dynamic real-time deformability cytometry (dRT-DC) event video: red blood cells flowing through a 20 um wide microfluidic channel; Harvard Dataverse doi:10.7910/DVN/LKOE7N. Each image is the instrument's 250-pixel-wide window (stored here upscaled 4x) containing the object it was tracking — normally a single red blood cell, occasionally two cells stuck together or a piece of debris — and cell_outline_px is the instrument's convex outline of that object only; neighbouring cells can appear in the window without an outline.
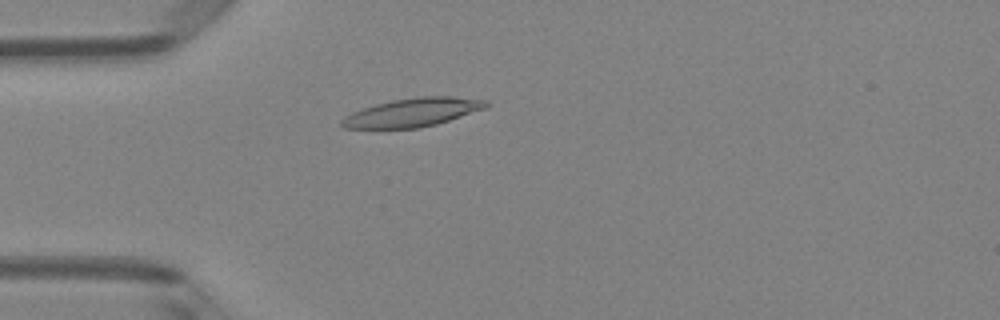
{"species": "Egyptian fruit bat (a non-hibernating species)", "species_latin": "Rousettus aegyptiacus", "temperature_condition": "room temperature", "stored_images_in_passage": 37, "camera_frame_rate_fps": 3000, "um_per_image_px": 0.085, "animal": {"sex": "female"}, "frame": {"image": 1, "passage_image": 1, "time_ms": 0.0, "image_size_px": [1000, 320], "cell_outline_px": [[488, 108], [436, 124], [420, 128], [344, 128], [340, 124], [340, 120], [344, 116], [352, 112], [376, 104], [392, 100], [420, 96], [452, 96], [488, 100]], "centroid_in_image_um": [35.1, 9.55], "position_along_channel_um": 49.9, "area_um2": 24.04}}
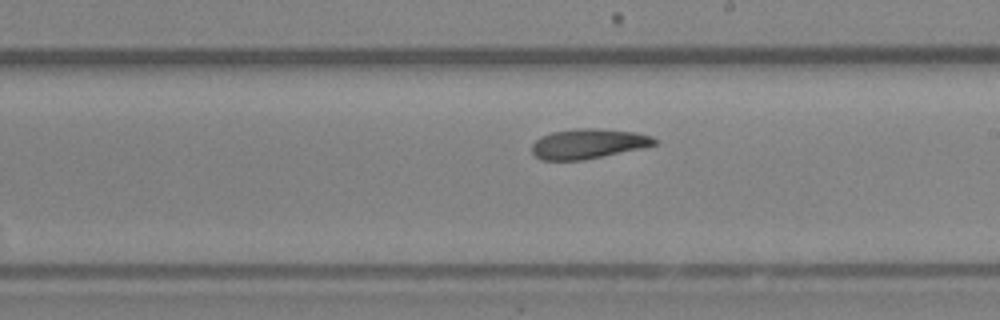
{"frame": {"image": 2, "passage_image": 16, "time_ms": 5.0, "image_size_px": [1000, 320], "cell_outline_px": [[656, 144], [644, 148], [584, 160], [540, 160], [532, 152], [532, 144], [540, 136], [552, 132], [576, 128], [596, 128], [636, 132], [652, 136], [656, 140]], "centroid_in_image_um": [50.0, 12.22], "position_along_channel_um": 239.0, "area_um2": 21.5}}
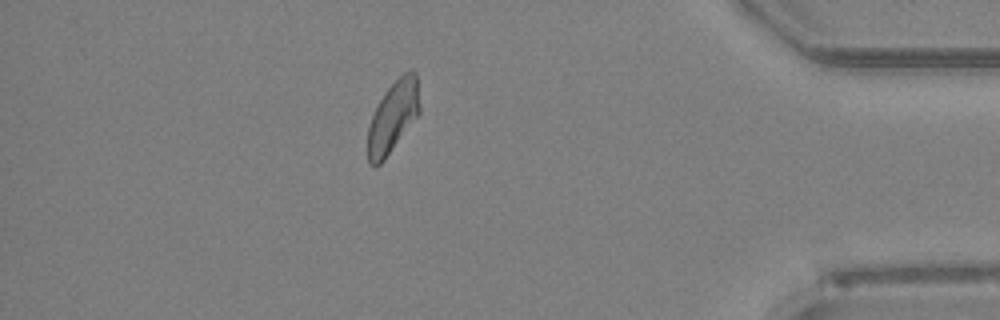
{"frame": {"image": 3, "passage_image": 31, "time_ms": 10.0, "image_size_px": [1000, 320], "cell_outline_px": [[420, 112], [384, 160], [380, 164], [368, 164], [368, 128], [372, 116], [380, 100], [388, 88], [404, 72], [412, 68], [416, 72], [420, 104]], "centroid_in_image_um": [33.42, 9.9], "position_along_channel_um": 401.8, "area_um2": 21.21}, "authors_computed_cell_mechanics": {"area_um2": 22.0218, "velocity_mm_per_s": 4.0413, "shape_relaxation_time_tau1_ms": 6.049, "shape_relaxation_time_tau2_ms": 3.7621, "deformation_change_tau1": 0.1524, "deformation_change_tau2": 0.1134}}